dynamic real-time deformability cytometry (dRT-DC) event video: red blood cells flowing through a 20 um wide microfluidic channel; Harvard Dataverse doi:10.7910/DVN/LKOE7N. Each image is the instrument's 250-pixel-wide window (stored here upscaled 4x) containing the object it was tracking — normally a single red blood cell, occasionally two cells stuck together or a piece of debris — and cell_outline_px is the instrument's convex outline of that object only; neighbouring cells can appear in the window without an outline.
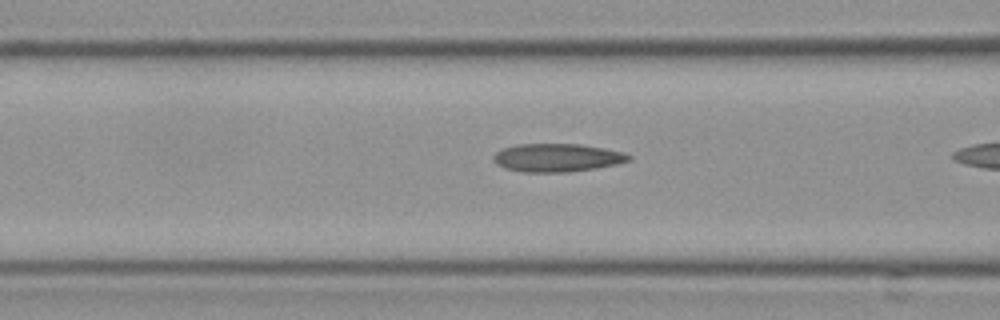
{"species": "Egyptian fruit bat (a non-hibernating species)", "species_latin": "Rousettus aegyptiacus", "temperature_condition": "cold", "stored_images_in_passage": 18, "camera_frame_rate_fps": 3000, "um_per_image_px": 0.085, "frame": {"image": 1, "passage_image": 6, "time_ms": 1.667, "image_size_px": [1000, 320], "cell_outline_px": [[632, 160], [616, 164], [596, 168], [568, 172], [524, 172], [504, 168], [496, 164], [492, 160], [492, 156], [500, 148], [516, 144], [580, 144], [604, 148], [624, 152], [632, 156]], "centroid_in_image_um": [47.33, 13.4], "position_along_channel_um": 119.3, "area_um2": 22.48}}
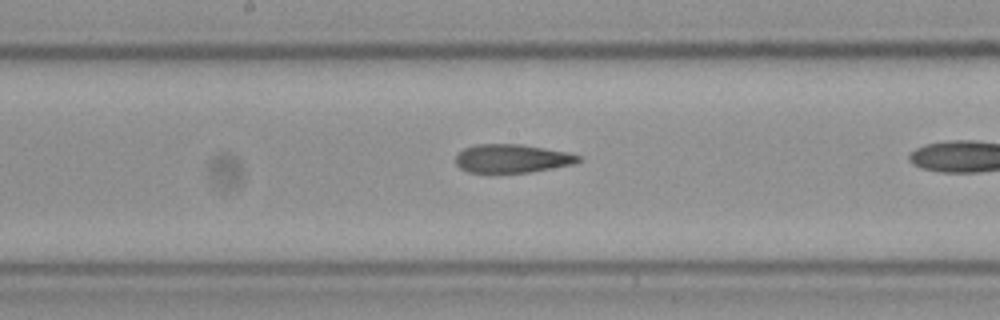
{"frame": {"image": 2, "passage_image": 13, "time_ms": 4.0, "image_size_px": [1000, 320], "cell_outline_px": [[584, 160], [576, 164], [532, 172], [468, 172], [460, 168], [456, 164], [456, 156], [464, 148], [476, 144], [520, 144], [568, 152], [580, 156]], "centroid_in_image_um": [43.58, 13.47], "position_along_channel_um": 204.6, "area_um2": 20.46}}
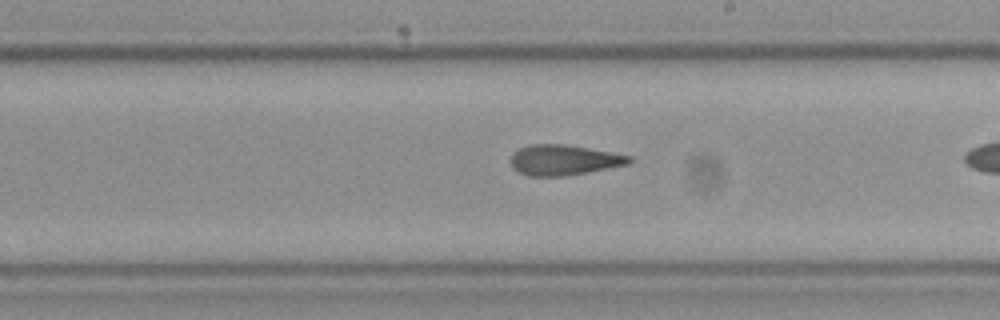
{"frame": {"image": 3, "passage_image": 16, "time_ms": 5.0, "image_size_px": [1000, 320], "cell_outline_px": [[632, 160], [628, 164], [568, 176], [528, 176], [512, 168], [512, 152], [528, 144], [564, 144], [588, 148], [632, 156]], "centroid_in_image_um": [47.91, 13.6], "position_along_channel_um": 241.1, "area_um2": 20.92}}